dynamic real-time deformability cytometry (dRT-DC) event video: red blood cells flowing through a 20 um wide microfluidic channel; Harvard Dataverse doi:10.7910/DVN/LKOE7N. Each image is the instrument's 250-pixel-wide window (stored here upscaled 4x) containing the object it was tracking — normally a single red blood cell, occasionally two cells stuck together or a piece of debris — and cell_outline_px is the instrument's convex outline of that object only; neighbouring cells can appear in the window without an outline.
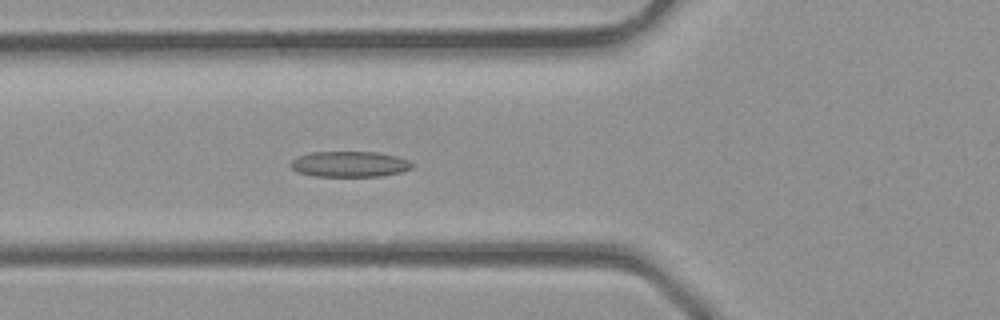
{"species": "common noctule bat (a hibernating species)", "species_latin": "Nyctalus noctula", "temperature_condition": "room temperature", "stored_images_in_passage": 35, "camera_frame_rate_fps": 3000, "um_per_image_px": 0.085, "animal": {"sex": "male", "body_mass_g": 23.1, "forearm_length_mm": 52.7}, "frame": {"image": 1, "passage_image": 13, "time_ms": 4.0, "image_size_px": [1000, 320], "cell_outline_px": [[412, 168], [400, 172], [380, 176], [316, 176], [296, 172], [288, 164], [296, 156], [312, 152], [380, 152], [396, 156], [408, 160], [412, 164]], "centroid_in_image_um": [29.67, 13.94], "position_along_channel_um": 96.1, "area_um2": 18.21}}
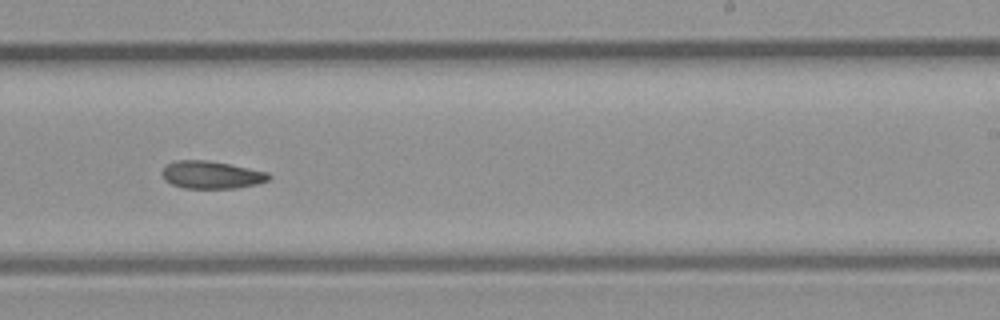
{"frame": {"image": 2, "passage_image": 22, "time_ms": 7.0, "image_size_px": [1000, 320], "cell_outline_px": [[272, 176], [268, 180], [256, 184], [236, 188], [184, 188], [172, 184], [164, 180], [160, 172], [168, 164], [176, 160], [208, 160], [268, 172]], "centroid_in_image_um": [17.95, 14.86], "position_along_channel_um": 271.1, "area_um2": 17.11}}
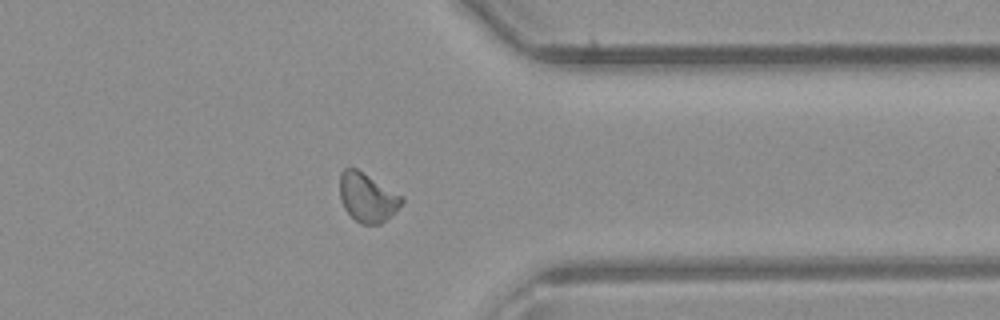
{"frame": {"image": 3, "passage_image": 28, "time_ms": 9.0, "image_size_px": [1000, 320], "cell_outline_px": [[404, 200], [380, 224], [360, 224], [344, 208], [340, 200], [340, 172], [344, 168], [356, 168], [404, 196]], "centroid_in_image_um": [31.19, 16.75], "position_along_channel_um": 380.2, "area_um2": 17.4}}